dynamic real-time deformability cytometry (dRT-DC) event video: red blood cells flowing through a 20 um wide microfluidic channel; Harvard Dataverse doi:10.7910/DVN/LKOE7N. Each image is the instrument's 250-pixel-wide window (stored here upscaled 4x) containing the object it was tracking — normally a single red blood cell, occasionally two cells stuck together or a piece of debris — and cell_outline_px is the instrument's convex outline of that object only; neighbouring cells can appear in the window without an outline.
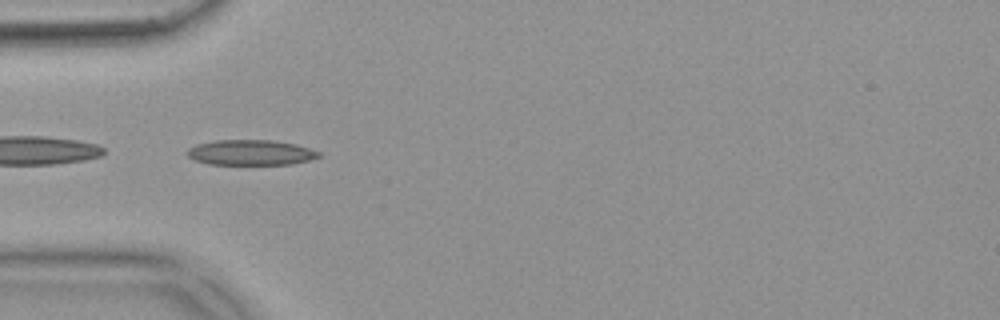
{"species": "common noctule bat (a hibernating species)", "species_latin": "Nyctalus noctula", "temperature_condition": "warm", "stored_images_in_passage": 51, "camera_frame_rate_fps": 3000, "um_per_image_px": 0.085, "animal": {"sex": "female", "body_mass_g": 18.4}, "frame": {"image": 1, "passage_image": 15, "time_ms": 4.667, "image_size_px": [1000, 320], "cell_outline_px": [[320, 156], [308, 160], [292, 164], [208, 164], [196, 160], [188, 156], [188, 148], [196, 144], [216, 140], [272, 140], [296, 144], [320, 152]], "centroid_in_image_um": [21.3, 12.96], "position_along_channel_um": 63.7, "area_um2": 19.25}}
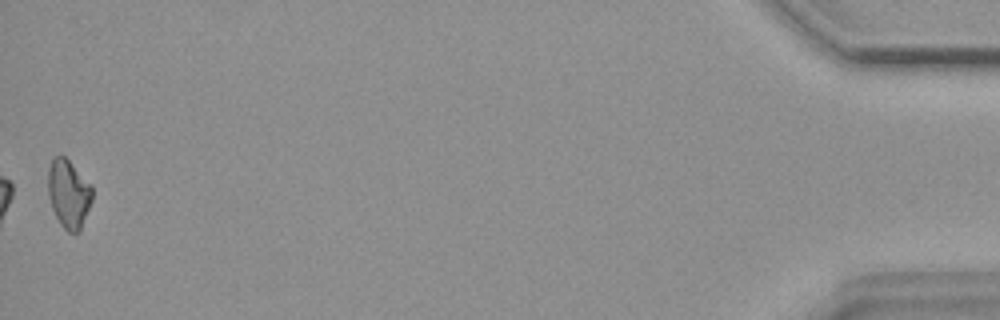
{"frame": {"image": 2, "passage_image": 51, "time_ms": 16.667, "image_size_px": [1000, 320], "cell_outline_px": [[92, 200], [80, 232], [68, 232], [60, 224], [52, 208], [48, 196], [48, 168], [52, 160], [56, 156], [64, 156], [92, 184]], "centroid_in_image_um": [5.84, 16.48], "position_along_channel_um": 429.4, "area_um2": 17.63}}